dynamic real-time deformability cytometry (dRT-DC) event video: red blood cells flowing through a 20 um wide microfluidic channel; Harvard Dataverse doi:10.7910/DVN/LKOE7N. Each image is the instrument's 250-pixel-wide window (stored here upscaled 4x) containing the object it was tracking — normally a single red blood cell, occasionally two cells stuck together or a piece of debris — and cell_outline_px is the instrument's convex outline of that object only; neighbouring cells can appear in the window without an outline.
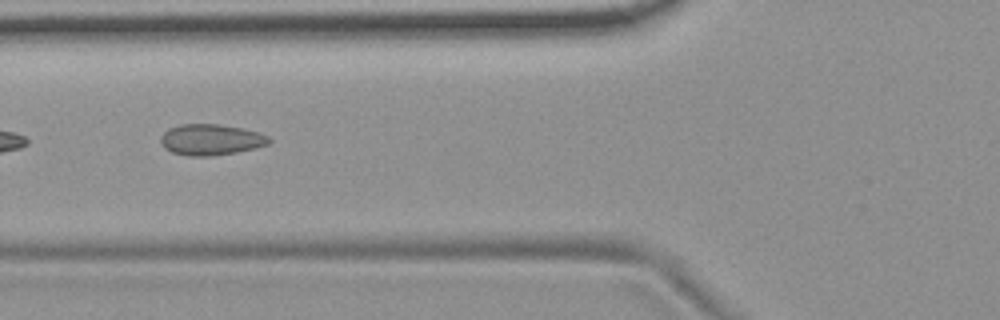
{"species": "common noctule bat (a hibernating species)", "species_latin": "Nyctalus noctula", "temperature_condition": "room temperature", "stored_images_in_passage": 6, "camera_frame_rate_fps": 3000, "um_per_image_px": 0.085, "animal": {"sex": "female", "body_mass_g": 19.9}, "frame": {"image": 1, "passage_image": 5, "time_ms": 1.333, "image_size_px": [1000, 320], "cell_outline_px": [[272, 140], [268, 144], [256, 148], [236, 152], [212, 156], [188, 156], [172, 152], [164, 148], [160, 144], [160, 136], [168, 128], [180, 124], [220, 124], [260, 132], [268, 136]], "centroid_in_image_um": [17.91, 11.87], "position_along_channel_um": 107.9, "area_um2": 19.77}}
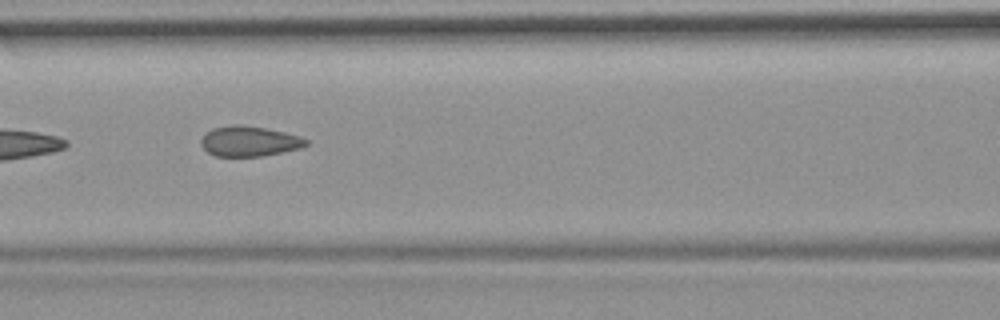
{"frame": {"image": 2, "passage_image": 6, "time_ms": 1.667, "image_size_px": [1000, 320], "cell_outline_px": [[308, 144], [300, 148], [260, 156], [216, 156], [208, 152], [200, 144], [200, 140], [204, 132], [212, 128], [232, 124], [244, 124], [284, 132], [300, 136], [308, 140]], "centroid_in_image_um": [21.14, 11.99], "position_along_channel_um": 145.5, "area_um2": 18.55}}